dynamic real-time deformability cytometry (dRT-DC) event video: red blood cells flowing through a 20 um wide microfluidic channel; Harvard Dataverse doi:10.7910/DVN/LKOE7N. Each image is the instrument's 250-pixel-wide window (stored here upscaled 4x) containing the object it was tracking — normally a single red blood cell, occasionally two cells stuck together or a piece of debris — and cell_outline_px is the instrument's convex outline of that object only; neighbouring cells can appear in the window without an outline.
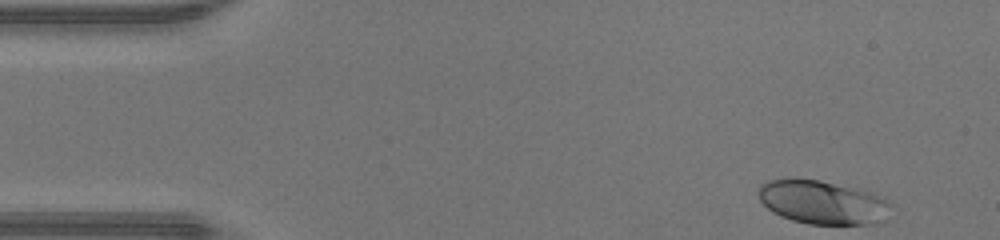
{"species": "human", "species_latin": "Homo sapiens", "temperature_condition": "warm", "stored_images_in_passage": 44, "camera_frame_rate_fps": 3000, "um_per_image_px": 0.085, "donor": {"sex": "male"}, "frame": {"image": 1, "passage_image": 1, "time_ms": 0.0, "image_size_px": [1000, 240], "cell_outline_px": [[896, 204], [888, 220], [876, 224], [808, 224], [792, 220], [780, 216], [772, 212], [760, 200], [760, 184], [768, 180], [820, 180], [856, 188], [872, 192], [884, 196]], "centroid_in_image_um": [70.09, 17.23], "position_along_channel_um": 14.9, "area_um2": 34.22}}
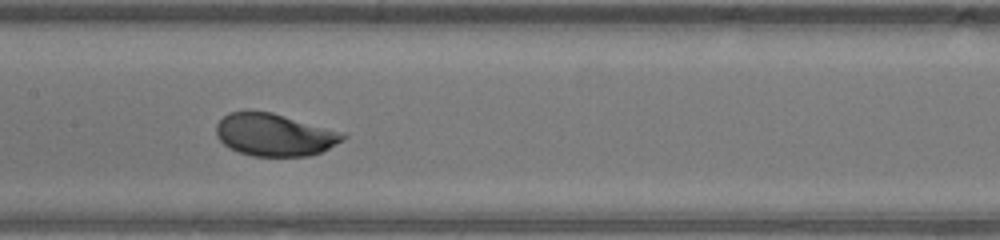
{"frame": {"image": 2, "passage_image": 20, "time_ms": 6.333, "image_size_px": [1000, 240], "cell_outline_px": [[348, 136], [344, 140], [320, 152], [308, 156], [252, 156], [236, 152], [228, 148], [216, 136], [216, 124], [228, 112], [272, 112], [348, 132]], "centroid_in_image_um": [23.38, 11.46], "position_along_channel_um": 184.0, "area_um2": 31.73}}
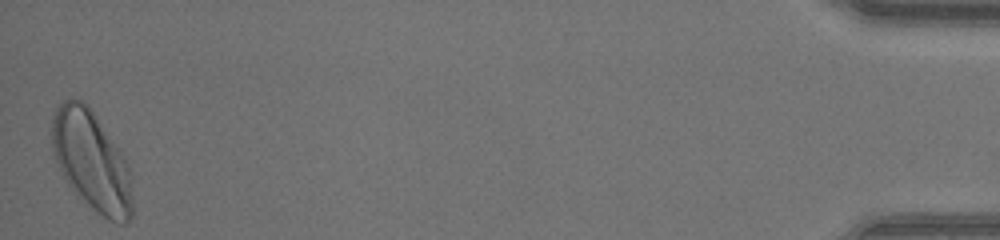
{"frame": {"image": 3, "passage_image": 44, "time_ms": 14.333, "image_size_px": [1000, 240], "cell_outline_px": [[132, 216], [124, 224], [116, 224], [108, 220], [96, 212], [76, 196], [68, 184], [52, 152], [52, 120], [56, 108], [64, 100], [72, 96], [88, 104], [120, 152], [128, 168], [132, 196]], "centroid_in_image_um": [7.76, 13.7], "position_along_channel_um": 427.4, "area_um2": 46.47}, "authors_computed_cell_mechanics": {"area_um2": 32.2524, "velocity_mm_per_s": 4.3409, "shape_relaxation_time_tau1_ms": 1.8197, "shape_relaxation_time_tau2_ms": null, "deformation_change_tau1": 0.1205, "deformation_change_tau2": null}}